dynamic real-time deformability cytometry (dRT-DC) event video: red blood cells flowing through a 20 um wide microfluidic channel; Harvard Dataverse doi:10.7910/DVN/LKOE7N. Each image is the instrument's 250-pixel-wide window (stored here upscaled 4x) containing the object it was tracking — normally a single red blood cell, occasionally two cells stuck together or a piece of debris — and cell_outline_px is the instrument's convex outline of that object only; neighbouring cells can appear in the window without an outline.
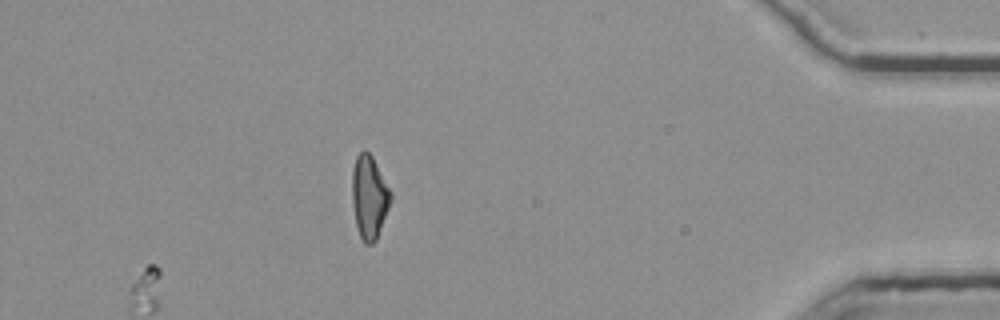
{"species": "common noctule bat (a hibernating species)", "species_latin": "Nyctalus noctula", "temperature_condition": "room temperature", "stored_images_in_passage": 44, "camera_frame_rate_fps": 3000, "um_per_image_px": 0.085, "animal": {"sex": "female", "body_mass_g": 25.1}, "frame": {"image": 1, "passage_image": 44, "time_ms": 14.333, "image_size_px": [1000, 320], "cell_outline_px": [[392, 196], [388, 208], [376, 240], [372, 244], [364, 244], [356, 228], [352, 204], [352, 168], [356, 156], [364, 148], [372, 156], [392, 192]], "centroid_in_image_um": [31.37, 16.74], "position_along_channel_um": 403.8, "area_um2": 18.84}}